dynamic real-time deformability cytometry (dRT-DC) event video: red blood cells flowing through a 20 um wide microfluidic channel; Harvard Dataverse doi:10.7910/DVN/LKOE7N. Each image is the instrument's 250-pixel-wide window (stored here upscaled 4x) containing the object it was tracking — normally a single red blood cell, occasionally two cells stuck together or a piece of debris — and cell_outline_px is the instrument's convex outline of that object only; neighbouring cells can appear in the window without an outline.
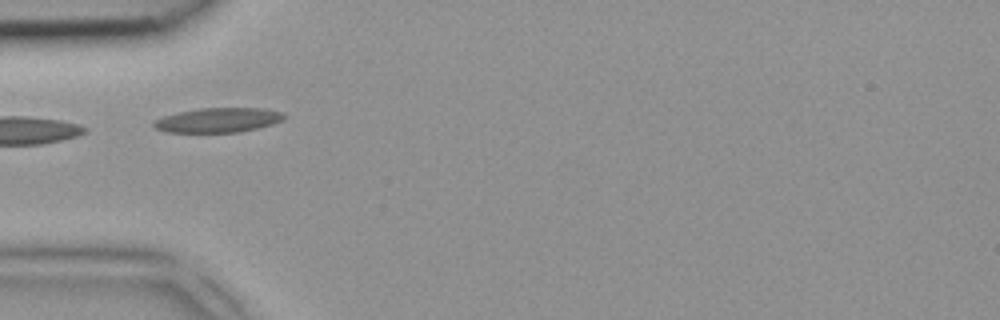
{"species": "common noctule bat (a hibernating species)", "species_latin": "Nyctalus noctula", "temperature_condition": "room temperature", "stored_images_in_passage": 4, "camera_frame_rate_fps": 3000, "um_per_image_px": 0.085, "animal": {"sex": "female", "body_mass_g": 18.4}, "frame": {"image": 1, "passage_image": 4, "time_ms": 1.0, "image_size_px": [1000, 320], "cell_outline_px": [[288, 116], [284, 120], [272, 124], [240, 132], [168, 132], [156, 128], [152, 124], [152, 120], [164, 116], [180, 112], [200, 108], [264, 108], [284, 112]], "centroid_in_image_um": [18.59, 10.2], "position_along_channel_um": 66.4, "area_um2": 18.73}}